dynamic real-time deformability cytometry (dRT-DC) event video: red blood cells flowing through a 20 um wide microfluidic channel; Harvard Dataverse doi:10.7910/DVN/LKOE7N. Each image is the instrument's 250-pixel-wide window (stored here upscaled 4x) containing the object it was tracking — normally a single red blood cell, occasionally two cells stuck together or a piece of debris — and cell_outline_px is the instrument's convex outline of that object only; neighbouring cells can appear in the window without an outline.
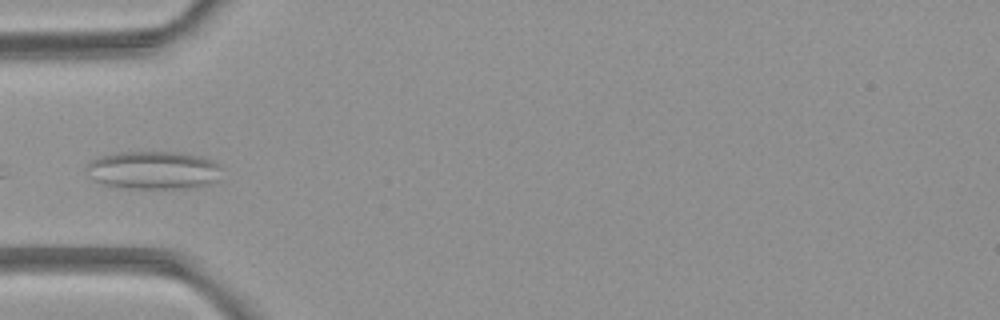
{"species": "common noctule bat (a hibernating species)", "species_latin": "Nyctalus noctula", "temperature_condition": "room temperature", "stored_images_in_passage": 8, "camera_frame_rate_fps": 3000, "um_per_image_px": 0.085, "animal": {"sex": "female", "body_mass_g": 21.9}, "frame": {"image": 1, "passage_image": 7, "time_ms": 7.667, "image_size_px": [1000, 320], "cell_outline_px": [[224, 168], [220, 180], [208, 184], [192, 188], [120, 188], [104, 184], [88, 176], [84, 168], [92, 160], [100, 156], [116, 152], [184, 152], [204, 156], [220, 164]], "centroid_in_image_um": [13.11, 14.46], "position_along_channel_um": 71.9, "area_um2": 30.75}}